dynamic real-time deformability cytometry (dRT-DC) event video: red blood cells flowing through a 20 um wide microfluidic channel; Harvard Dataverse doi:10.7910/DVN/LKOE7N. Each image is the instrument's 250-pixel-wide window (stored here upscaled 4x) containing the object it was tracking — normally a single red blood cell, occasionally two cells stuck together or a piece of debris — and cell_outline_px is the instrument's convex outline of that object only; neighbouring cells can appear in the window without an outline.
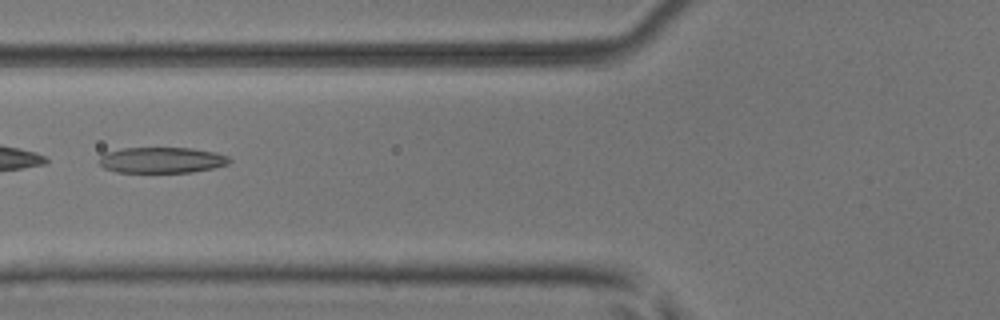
{"species": "common noctule bat (a hibernating species)", "species_latin": "Nyctalus noctula", "temperature_condition": "room temperature", "stored_images_in_passage": 24, "camera_frame_rate_fps": 3000, "um_per_image_px": 0.085, "animal": {"sex": "male", "body_mass_g": 17.9, "forearm_length_mm": 54.2}, "frame": {"image": 1, "passage_image": 7, "time_ms": 2.0, "image_size_px": [1000, 320], "cell_outline_px": [[232, 160], [228, 164], [212, 168], [192, 172], [116, 172], [104, 168], [100, 164], [100, 156], [104, 152], [124, 148], [192, 148], [216, 152], [228, 156]], "centroid_in_image_um": [13.75, 13.6], "position_along_channel_um": 112.0, "area_um2": 19.65}}
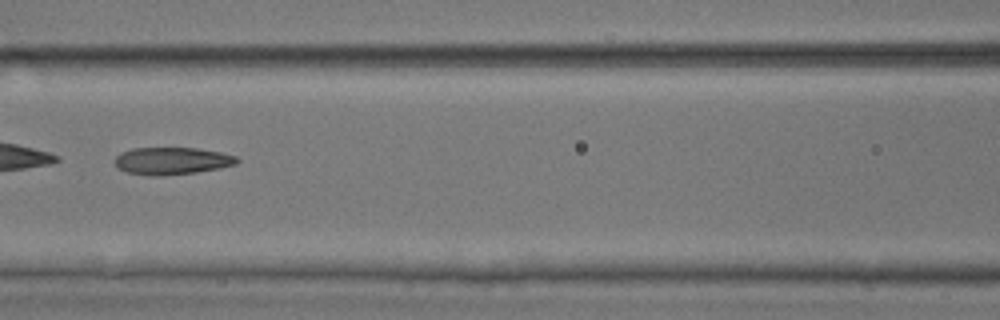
{"frame": {"image": 2, "passage_image": 10, "time_ms": 3.0, "image_size_px": [1000, 320], "cell_outline_px": [[240, 160], [236, 164], [220, 168], [196, 172], [156, 176], [152, 176], [128, 172], [116, 168], [112, 160], [120, 152], [132, 148], [196, 148], [220, 152], [236, 156]], "centroid_in_image_um": [14.57, 13.67], "position_along_channel_um": 152.0, "area_um2": 19.54}}